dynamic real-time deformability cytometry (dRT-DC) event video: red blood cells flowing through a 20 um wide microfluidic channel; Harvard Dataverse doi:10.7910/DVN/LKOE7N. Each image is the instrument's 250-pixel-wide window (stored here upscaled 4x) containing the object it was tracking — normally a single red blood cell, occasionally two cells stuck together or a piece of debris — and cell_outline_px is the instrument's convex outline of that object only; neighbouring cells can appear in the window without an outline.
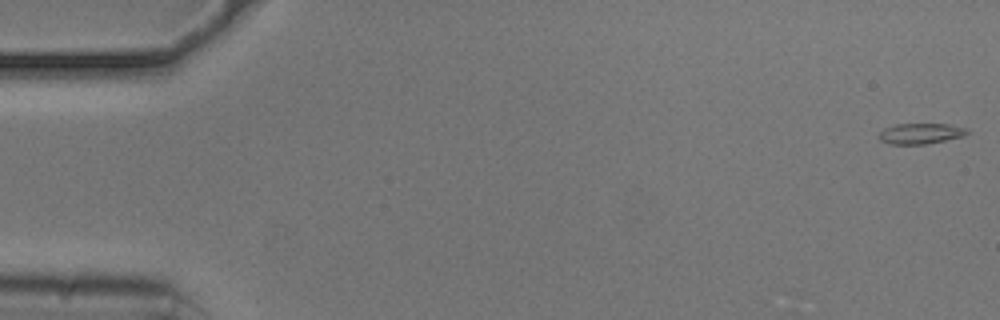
{"species": "common noctule bat (a hibernating species)", "species_latin": "Nyctalus noctula", "temperature_condition": "cold", "stored_images_in_passage": 3, "camera_frame_rate_fps": 3000, "um_per_image_px": 0.085, "animal": {"sex": "male", "body_mass_g": 20.5, "forearm_length_mm": 52.5}, "frame": {"image": 1, "passage_image": 1, "time_ms": 0.0, "image_size_px": [1000, 320], "cell_outline_px": [[968, 132], [964, 136], [924, 144], [892, 144], [880, 140], [876, 136], [884, 128], [896, 124], [948, 124], [968, 128]], "centroid_in_image_um": [78.23, 11.34], "position_along_channel_um": 6.8, "area_um2": 10.58}}